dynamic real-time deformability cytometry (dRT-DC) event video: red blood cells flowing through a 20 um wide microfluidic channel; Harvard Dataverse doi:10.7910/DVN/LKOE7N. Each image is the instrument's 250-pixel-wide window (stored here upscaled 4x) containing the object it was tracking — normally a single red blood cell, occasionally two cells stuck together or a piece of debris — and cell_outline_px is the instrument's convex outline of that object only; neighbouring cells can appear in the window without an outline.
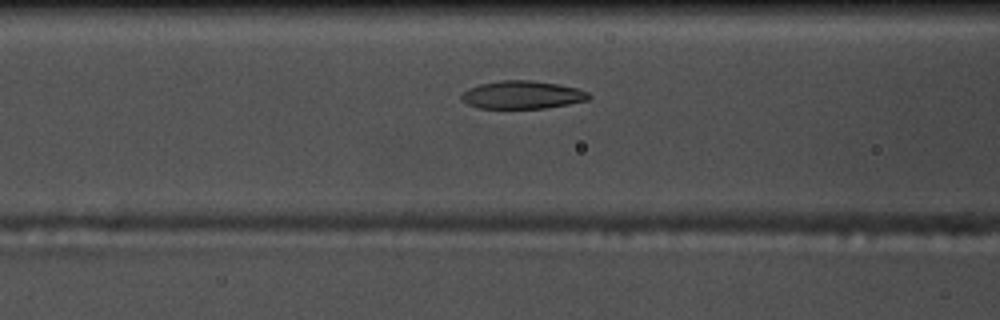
{"species": "common noctule bat (a hibernating species)", "species_latin": "Nyctalus noctula", "temperature_condition": "warm", "stored_images_in_passage": 42, "camera_frame_rate_fps": 3000, "um_per_image_px": 0.085, "animal": {"sex": "male", "body_mass_g": 17.5, "forearm_length_mm": 52.3}, "frame": {"image": 1, "passage_image": 13, "time_ms": 4.0, "image_size_px": [1000, 320], "cell_outline_px": [[592, 96], [588, 100], [568, 104], [544, 108], [480, 108], [468, 104], [460, 100], [460, 96], [468, 88], [480, 84], [500, 80], [528, 80], [560, 84], [576, 88], [588, 92]], "centroid_in_image_um": [44.39, 8.06], "position_along_channel_um": 122.2, "area_um2": 20.75}}
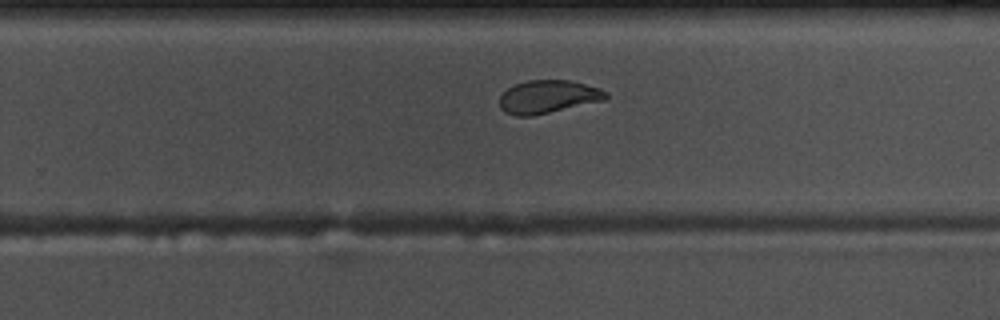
{"frame": {"image": 2, "passage_image": 26, "time_ms": 8.333, "image_size_px": [1000, 320], "cell_outline_px": [[608, 96], [604, 100], [532, 116], [516, 116], [504, 112], [500, 108], [500, 96], [508, 88], [516, 84], [528, 80], [568, 80], [600, 88], [608, 92]], "centroid_in_image_um": [46.57, 8.23], "position_along_channel_um": 283.2, "area_um2": 20.35}}
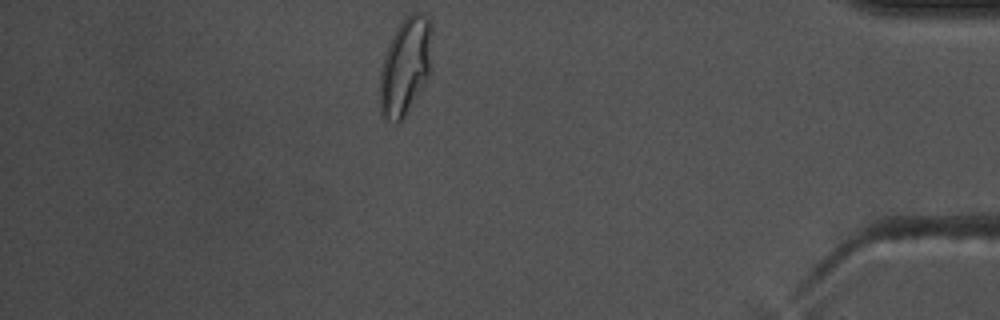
{"frame": {"image": 3, "passage_image": 39, "time_ms": 12.667, "image_size_px": [1000, 320], "cell_outline_px": [[432, 28], [428, 76], [400, 124], [396, 124], [380, 116], [380, 72], [384, 56], [388, 44], [400, 20], [404, 16], [412, 12], [420, 12], [428, 16], [432, 24]], "centroid_in_image_um": [34.43, 5.61], "position_along_channel_um": 400.8, "area_um2": 29.71}, "authors_computed_cell_mechanics": {"area_um2": 21.097, "velocity_mm_per_s": 3.7253, "shape_relaxation_time_tau1_ms": 6.4057, "shape_relaxation_time_tau2_ms": 1.128, "deformation_change_tau1": 0.2207, "deformation_change_tau2": 0.0692}}